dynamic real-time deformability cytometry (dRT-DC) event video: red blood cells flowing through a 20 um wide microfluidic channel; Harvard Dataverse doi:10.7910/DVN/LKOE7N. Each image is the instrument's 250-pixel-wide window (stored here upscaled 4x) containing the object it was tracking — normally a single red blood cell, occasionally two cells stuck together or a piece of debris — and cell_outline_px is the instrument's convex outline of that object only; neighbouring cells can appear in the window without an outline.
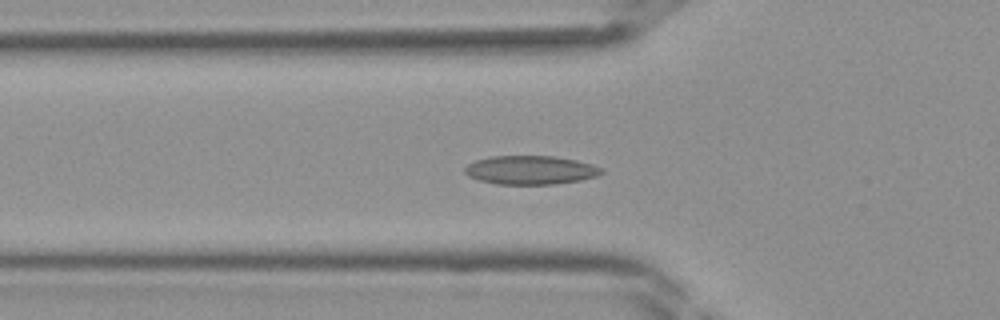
{"species": "Egyptian fruit bat (a non-hibernating species)", "species_latin": "Rousettus aegyptiacus", "temperature_condition": "room temperature", "stored_images_in_passage": 37, "segment_of_instrument_passage": [1, 2], "camera_frame_rate_fps": 3000, "um_per_image_px": 0.085, "frame": {"image": 1, "passage_image": 9, "time_ms": 2.667, "image_size_px": [1000, 320], "cell_outline_px": [[604, 172], [596, 176], [580, 180], [556, 184], [496, 184], [480, 180], [468, 176], [464, 172], [464, 168], [468, 164], [476, 160], [492, 156], [552, 156], [576, 160], [592, 164], [604, 168]], "centroid_in_image_um": [45.11, 14.45], "position_along_channel_um": 80.7, "area_um2": 22.89}}
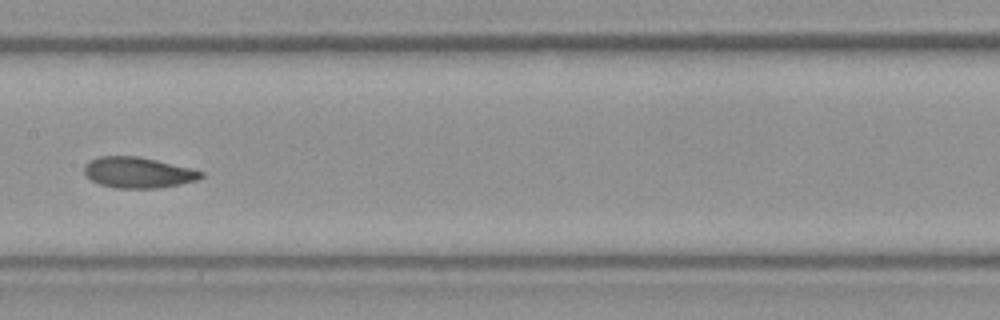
{"frame": {"image": 2, "passage_image": 16, "time_ms": 5.0, "image_size_px": [1000, 320], "cell_outline_px": [[204, 176], [196, 180], [180, 184], [156, 188], [116, 188], [100, 184], [92, 180], [84, 172], [84, 164], [88, 160], [100, 156], [140, 156], [192, 168], [204, 172]], "centroid_in_image_um": [11.74, 14.65], "position_along_channel_um": 195.7, "area_um2": 21.04}}
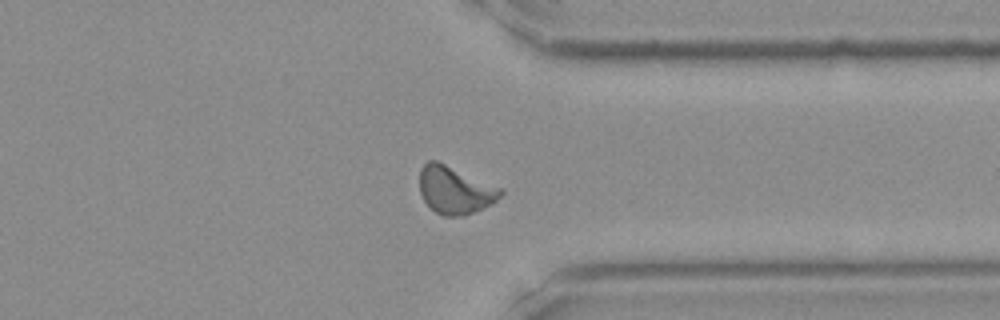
{"frame": {"image": 3, "passage_image": 27, "time_ms": 8.667, "image_size_px": [1000, 320], "cell_outline_px": [[504, 192], [492, 204], [464, 216], [444, 216], [436, 212], [424, 200], [420, 192], [420, 168], [428, 160], [436, 160], [504, 188]], "centroid_in_image_um": [38.7, 16.14], "position_along_channel_um": 372.7, "area_um2": 22.54}}